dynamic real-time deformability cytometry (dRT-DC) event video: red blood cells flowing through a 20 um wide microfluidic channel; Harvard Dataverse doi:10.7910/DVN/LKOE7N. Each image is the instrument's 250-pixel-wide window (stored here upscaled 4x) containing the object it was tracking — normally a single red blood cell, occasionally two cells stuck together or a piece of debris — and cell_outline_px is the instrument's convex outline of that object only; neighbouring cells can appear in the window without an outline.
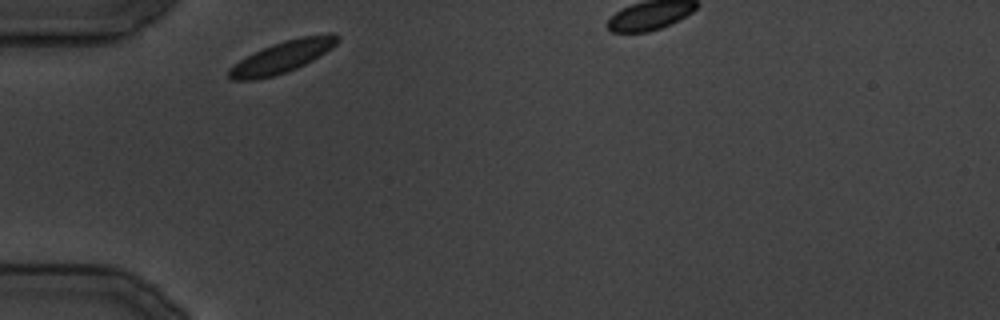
{"species": "common noctule bat (a hibernating species)", "species_latin": "Nyctalus noctula", "temperature_condition": "cold", "stored_images_in_passage": 14, "segment_of_instrument_passage": [1, 2], "camera_frame_rate_fps": 3000, "um_per_image_px": 0.085, "animal": {"sex": "male", "body_mass_g": 19.5, "forearm_length_mm": 54.6}, "frame": {"image": 1, "passage_image": 1, "time_ms": 0.0, "image_size_px": [1000, 320], "cell_outline_px": [[340, 40], [332, 48], [312, 60], [296, 68], [272, 76], [252, 80], [232, 80], [228, 76], [228, 68], [240, 60], [272, 44], [284, 40], [300, 36], [332, 32], [336, 32], [340, 36]], "centroid_in_image_um": [24.04, 4.8], "position_along_channel_um": 61.0, "area_um2": 19.94}}
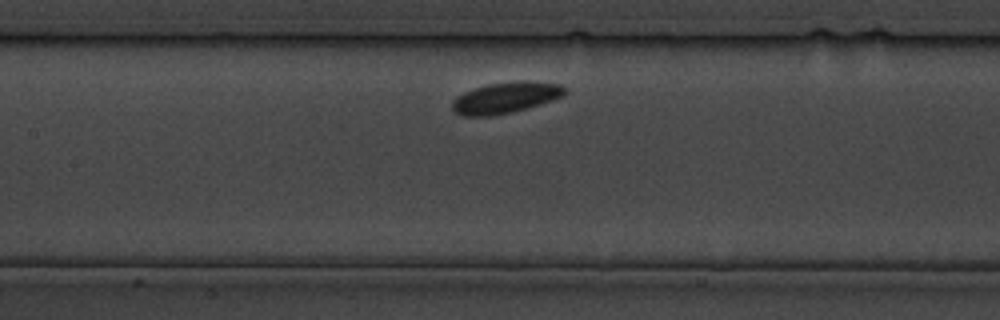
{"frame": {"image": 2, "passage_image": 7, "time_ms": 7.667, "image_size_px": [1000, 320], "cell_outline_px": [[564, 96], [540, 104], [512, 112], [492, 116], [460, 116], [452, 108], [452, 100], [456, 96], [464, 92], [488, 84], [560, 84], [564, 88]], "centroid_in_image_um": [42.86, 8.38], "position_along_channel_um": 164.5, "area_um2": 19.25}}
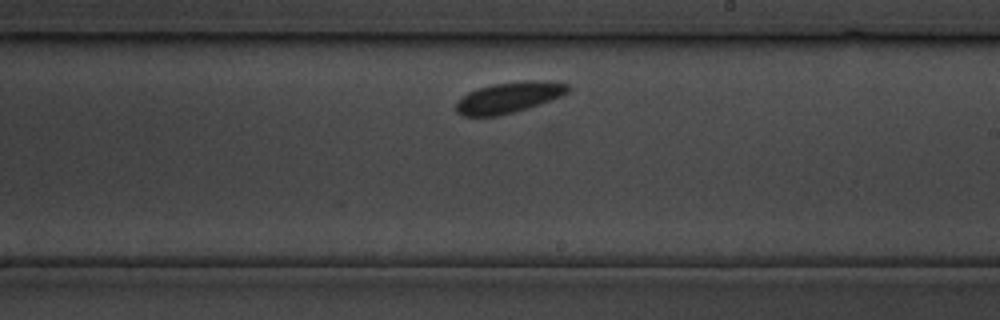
{"frame": {"image": 3, "passage_image": 12, "time_ms": 13.333, "image_size_px": [1000, 320], "cell_outline_px": [[572, 88], [568, 92], [560, 96], [540, 104], [512, 112], [496, 116], [464, 116], [456, 112], [456, 100], [460, 96], [468, 92], [492, 84], [520, 80], [548, 80], [568, 84]], "centroid_in_image_um": [43.25, 8.26], "position_along_channel_um": 245.7, "area_um2": 20.29}}